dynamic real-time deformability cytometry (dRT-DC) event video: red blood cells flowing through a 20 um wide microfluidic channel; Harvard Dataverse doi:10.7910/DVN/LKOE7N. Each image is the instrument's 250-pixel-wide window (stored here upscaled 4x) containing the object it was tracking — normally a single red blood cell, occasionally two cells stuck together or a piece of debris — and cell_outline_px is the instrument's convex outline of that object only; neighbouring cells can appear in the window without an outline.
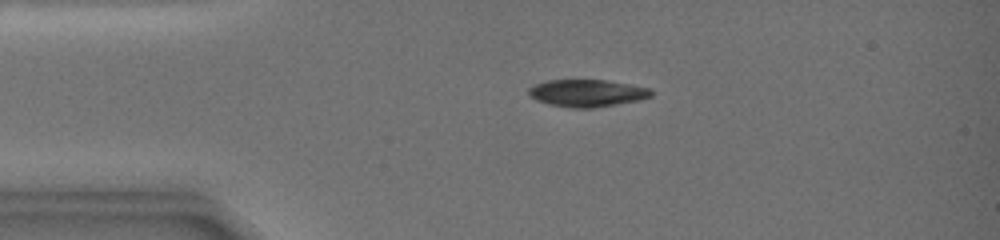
{"species": "common noctule bat (a hibernating species)", "species_latin": "Nyctalus noctula", "temperature_condition": "warm", "stored_images_in_passage": 24, "camera_frame_rate_fps": 3000, "um_per_image_px": 0.085, "animal": {"sex": "female", "body_mass_g": 19.0, "forearm_length_mm": 51.5}, "frame": {"image": 1, "passage_image": 13, "time_ms": 3.667, "image_size_px": [1000, 240], "cell_outline_px": [[652, 92], [648, 96], [632, 100], [608, 104], [556, 104], [540, 100], [532, 96], [528, 92], [536, 84], [552, 80], [604, 80], [648, 88]], "centroid_in_image_um": [49.89, 7.82], "position_along_channel_um": 35.1, "area_um2": 17.05}}